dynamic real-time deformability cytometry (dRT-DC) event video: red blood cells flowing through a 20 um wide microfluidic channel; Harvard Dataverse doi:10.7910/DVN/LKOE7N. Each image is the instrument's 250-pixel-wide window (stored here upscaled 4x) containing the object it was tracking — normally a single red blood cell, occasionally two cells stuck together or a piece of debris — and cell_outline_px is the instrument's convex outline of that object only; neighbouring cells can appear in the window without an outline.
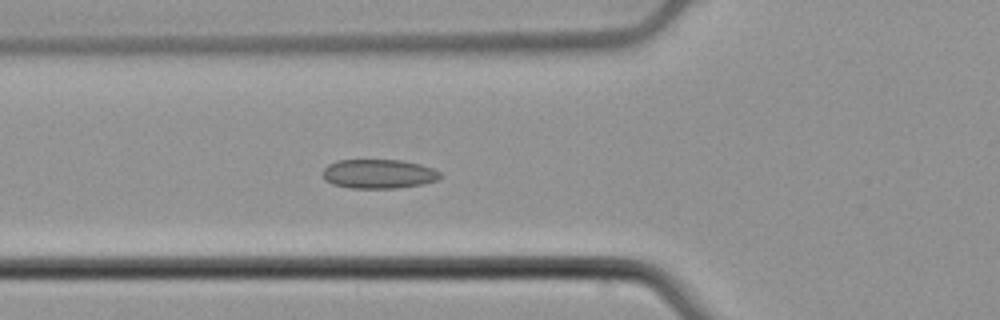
{"species": "common noctule bat (a hibernating species)", "species_latin": "Nyctalus noctula", "temperature_condition": "cold", "stored_images_in_passage": 5, "camera_frame_rate_fps": 3000, "um_per_image_px": 0.085, "animal": {"sex": "male", "body_mass_g": 21.5, "forearm_length_mm": 52.0}, "frame": {"image": 1, "passage_image": 5, "time_ms": 1.333, "image_size_px": [1000, 320], "cell_outline_px": [[440, 176], [436, 180], [424, 184], [396, 188], [348, 188], [332, 184], [324, 180], [324, 168], [328, 164], [336, 160], [400, 160], [420, 164], [432, 168], [440, 172]], "centroid_in_image_um": [32.16, 14.78], "position_along_channel_um": 93.6, "area_um2": 20.0}}